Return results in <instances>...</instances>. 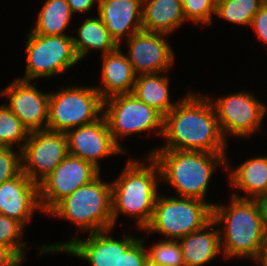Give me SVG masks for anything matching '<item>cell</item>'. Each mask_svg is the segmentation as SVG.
I'll return each mask as SVG.
<instances>
[{
  "label": "cell",
  "mask_w": 267,
  "mask_h": 266,
  "mask_svg": "<svg viewBox=\"0 0 267 266\" xmlns=\"http://www.w3.org/2000/svg\"><path fill=\"white\" fill-rule=\"evenodd\" d=\"M208 98V99H207ZM165 144L156 149L200 151L226 154L228 147L223 137L215 109L209 97L188 91L164 116Z\"/></svg>",
  "instance_id": "1"
},
{
  "label": "cell",
  "mask_w": 267,
  "mask_h": 266,
  "mask_svg": "<svg viewBox=\"0 0 267 266\" xmlns=\"http://www.w3.org/2000/svg\"><path fill=\"white\" fill-rule=\"evenodd\" d=\"M212 220L218 226L225 259L241 257L254 260L267 240L257 199L231 196V203L227 206L214 204ZM223 225L224 229L221 228Z\"/></svg>",
  "instance_id": "2"
},
{
  "label": "cell",
  "mask_w": 267,
  "mask_h": 266,
  "mask_svg": "<svg viewBox=\"0 0 267 266\" xmlns=\"http://www.w3.org/2000/svg\"><path fill=\"white\" fill-rule=\"evenodd\" d=\"M146 157V163L129 159L121 175L111 182L113 227L121 213L135 217V224L141 231L152 219L161 175L157 162L151 155Z\"/></svg>",
  "instance_id": "3"
},
{
  "label": "cell",
  "mask_w": 267,
  "mask_h": 266,
  "mask_svg": "<svg viewBox=\"0 0 267 266\" xmlns=\"http://www.w3.org/2000/svg\"><path fill=\"white\" fill-rule=\"evenodd\" d=\"M149 155L157 162L161 181L173 186L179 197L206 201L209 180L217 165L230 169L226 154L155 149Z\"/></svg>",
  "instance_id": "4"
},
{
  "label": "cell",
  "mask_w": 267,
  "mask_h": 266,
  "mask_svg": "<svg viewBox=\"0 0 267 266\" xmlns=\"http://www.w3.org/2000/svg\"><path fill=\"white\" fill-rule=\"evenodd\" d=\"M73 222L86 233L113 228L111 182H103L100 174L90 183L76 189L49 213Z\"/></svg>",
  "instance_id": "5"
},
{
  "label": "cell",
  "mask_w": 267,
  "mask_h": 266,
  "mask_svg": "<svg viewBox=\"0 0 267 266\" xmlns=\"http://www.w3.org/2000/svg\"><path fill=\"white\" fill-rule=\"evenodd\" d=\"M214 204L194 198L164 197L159 194L146 233L164 235L166 240H179L202 229L212 220Z\"/></svg>",
  "instance_id": "6"
},
{
  "label": "cell",
  "mask_w": 267,
  "mask_h": 266,
  "mask_svg": "<svg viewBox=\"0 0 267 266\" xmlns=\"http://www.w3.org/2000/svg\"><path fill=\"white\" fill-rule=\"evenodd\" d=\"M103 102L95 86H68L50 93L47 129L66 133L91 123L103 115Z\"/></svg>",
  "instance_id": "7"
},
{
  "label": "cell",
  "mask_w": 267,
  "mask_h": 266,
  "mask_svg": "<svg viewBox=\"0 0 267 266\" xmlns=\"http://www.w3.org/2000/svg\"><path fill=\"white\" fill-rule=\"evenodd\" d=\"M103 115L114 142L125 152L119 140L152 131L163 134L164 116L139 100L133 93L115 95L103 102ZM158 129V130H157Z\"/></svg>",
  "instance_id": "8"
},
{
  "label": "cell",
  "mask_w": 267,
  "mask_h": 266,
  "mask_svg": "<svg viewBox=\"0 0 267 266\" xmlns=\"http://www.w3.org/2000/svg\"><path fill=\"white\" fill-rule=\"evenodd\" d=\"M26 41V71L21 80L52 77L64 73L78 63L72 36H45L28 33ZM69 68V69H68Z\"/></svg>",
  "instance_id": "9"
},
{
  "label": "cell",
  "mask_w": 267,
  "mask_h": 266,
  "mask_svg": "<svg viewBox=\"0 0 267 266\" xmlns=\"http://www.w3.org/2000/svg\"><path fill=\"white\" fill-rule=\"evenodd\" d=\"M215 109L223 137L229 134L236 137H247L261 127L267 106L261 103L253 93L240 91L227 96L209 98Z\"/></svg>",
  "instance_id": "10"
},
{
  "label": "cell",
  "mask_w": 267,
  "mask_h": 266,
  "mask_svg": "<svg viewBox=\"0 0 267 266\" xmlns=\"http://www.w3.org/2000/svg\"><path fill=\"white\" fill-rule=\"evenodd\" d=\"M68 154L65 133L48 129L31 131L21 150L22 172L38 185Z\"/></svg>",
  "instance_id": "11"
},
{
  "label": "cell",
  "mask_w": 267,
  "mask_h": 266,
  "mask_svg": "<svg viewBox=\"0 0 267 266\" xmlns=\"http://www.w3.org/2000/svg\"><path fill=\"white\" fill-rule=\"evenodd\" d=\"M100 172L91 162L68 154L38 184L41 211L48 214L61 200L79 187L90 183Z\"/></svg>",
  "instance_id": "12"
},
{
  "label": "cell",
  "mask_w": 267,
  "mask_h": 266,
  "mask_svg": "<svg viewBox=\"0 0 267 266\" xmlns=\"http://www.w3.org/2000/svg\"><path fill=\"white\" fill-rule=\"evenodd\" d=\"M110 232L111 230H104L90 233L86 240H82L80 236L75 235L68 242L42 245L38 249V251L40 250L39 255L65 252L74 257L87 260L91 266H117L120 254H123L138 237L124 234L123 238L118 240L111 236Z\"/></svg>",
  "instance_id": "13"
},
{
  "label": "cell",
  "mask_w": 267,
  "mask_h": 266,
  "mask_svg": "<svg viewBox=\"0 0 267 266\" xmlns=\"http://www.w3.org/2000/svg\"><path fill=\"white\" fill-rule=\"evenodd\" d=\"M31 81L16 78L0 91L8 98L5 104L29 132L47 129L50 93L36 88Z\"/></svg>",
  "instance_id": "14"
},
{
  "label": "cell",
  "mask_w": 267,
  "mask_h": 266,
  "mask_svg": "<svg viewBox=\"0 0 267 266\" xmlns=\"http://www.w3.org/2000/svg\"><path fill=\"white\" fill-rule=\"evenodd\" d=\"M70 155L91 162L100 170V159L124 151L114 142L104 115L99 119L68 130Z\"/></svg>",
  "instance_id": "15"
},
{
  "label": "cell",
  "mask_w": 267,
  "mask_h": 266,
  "mask_svg": "<svg viewBox=\"0 0 267 266\" xmlns=\"http://www.w3.org/2000/svg\"><path fill=\"white\" fill-rule=\"evenodd\" d=\"M166 38V34L141 30L126 40L129 54L125 55L136 75L163 73L171 68L175 56Z\"/></svg>",
  "instance_id": "16"
},
{
  "label": "cell",
  "mask_w": 267,
  "mask_h": 266,
  "mask_svg": "<svg viewBox=\"0 0 267 266\" xmlns=\"http://www.w3.org/2000/svg\"><path fill=\"white\" fill-rule=\"evenodd\" d=\"M41 210L38 185L23 172L0 184V214L29 223L35 210Z\"/></svg>",
  "instance_id": "17"
},
{
  "label": "cell",
  "mask_w": 267,
  "mask_h": 266,
  "mask_svg": "<svg viewBox=\"0 0 267 266\" xmlns=\"http://www.w3.org/2000/svg\"><path fill=\"white\" fill-rule=\"evenodd\" d=\"M143 0H99L97 13L118 45L142 29Z\"/></svg>",
  "instance_id": "18"
},
{
  "label": "cell",
  "mask_w": 267,
  "mask_h": 266,
  "mask_svg": "<svg viewBox=\"0 0 267 266\" xmlns=\"http://www.w3.org/2000/svg\"><path fill=\"white\" fill-rule=\"evenodd\" d=\"M121 45L107 54H103L101 85L95 86L103 100L115 95L132 93L136 81L132 64L121 51Z\"/></svg>",
  "instance_id": "19"
},
{
  "label": "cell",
  "mask_w": 267,
  "mask_h": 266,
  "mask_svg": "<svg viewBox=\"0 0 267 266\" xmlns=\"http://www.w3.org/2000/svg\"><path fill=\"white\" fill-rule=\"evenodd\" d=\"M217 228L216 223L211 220L202 229L178 240L182 250L184 266L205 265L222 253L220 234Z\"/></svg>",
  "instance_id": "20"
},
{
  "label": "cell",
  "mask_w": 267,
  "mask_h": 266,
  "mask_svg": "<svg viewBox=\"0 0 267 266\" xmlns=\"http://www.w3.org/2000/svg\"><path fill=\"white\" fill-rule=\"evenodd\" d=\"M186 21L180 0H143L142 29L170 34Z\"/></svg>",
  "instance_id": "21"
},
{
  "label": "cell",
  "mask_w": 267,
  "mask_h": 266,
  "mask_svg": "<svg viewBox=\"0 0 267 266\" xmlns=\"http://www.w3.org/2000/svg\"><path fill=\"white\" fill-rule=\"evenodd\" d=\"M230 184L245 193L233 197L242 199H258L267 189V156L252 157L236 169L230 170Z\"/></svg>",
  "instance_id": "22"
},
{
  "label": "cell",
  "mask_w": 267,
  "mask_h": 266,
  "mask_svg": "<svg viewBox=\"0 0 267 266\" xmlns=\"http://www.w3.org/2000/svg\"><path fill=\"white\" fill-rule=\"evenodd\" d=\"M76 33L77 37L72 36V40L79 60L85 58L93 49L102 51L101 55H103L119 47L99 16L88 17Z\"/></svg>",
  "instance_id": "23"
},
{
  "label": "cell",
  "mask_w": 267,
  "mask_h": 266,
  "mask_svg": "<svg viewBox=\"0 0 267 266\" xmlns=\"http://www.w3.org/2000/svg\"><path fill=\"white\" fill-rule=\"evenodd\" d=\"M166 74H141L136 76L132 93L148 106L165 116L176 104L171 102L169 78Z\"/></svg>",
  "instance_id": "24"
},
{
  "label": "cell",
  "mask_w": 267,
  "mask_h": 266,
  "mask_svg": "<svg viewBox=\"0 0 267 266\" xmlns=\"http://www.w3.org/2000/svg\"><path fill=\"white\" fill-rule=\"evenodd\" d=\"M72 11L66 0H47L39 11L34 26L30 29L33 33L45 36L66 35Z\"/></svg>",
  "instance_id": "25"
},
{
  "label": "cell",
  "mask_w": 267,
  "mask_h": 266,
  "mask_svg": "<svg viewBox=\"0 0 267 266\" xmlns=\"http://www.w3.org/2000/svg\"><path fill=\"white\" fill-rule=\"evenodd\" d=\"M266 0H227L215 8V16L229 23L251 26L253 16Z\"/></svg>",
  "instance_id": "26"
},
{
  "label": "cell",
  "mask_w": 267,
  "mask_h": 266,
  "mask_svg": "<svg viewBox=\"0 0 267 266\" xmlns=\"http://www.w3.org/2000/svg\"><path fill=\"white\" fill-rule=\"evenodd\" d=\"M29 131L5 105L0 106V147H24ZM21 147V148H20Z\"/></svg>",
  "instance_id": "27"
},
{
  "label": "cell",
  "mask_w": 267,
  "mask_h": 266,
  "mask_svg": "<svg viewBox=\"0 0 267 266\" xmlns=\"http://www.w3.org/2000/svg\"><path fill=\"white\" fill-rule=\"evenodd\" d=\"M148 262L157 266H184L182 250L177 240L161 239L147 249Z\"/></svg>",
  "instance_id": "28"
},
{
  "label": "cell",
  "mask_w": 267,
  "mask_h": 266,
  "mask_svg": "<svg viewBox=\"0 0 267 266\" xmlns=\"http://www.w3.org/2000/svg\"><path fill=\"white\" fill-rule=\"evenodd\" d=\"M24 227L18 220L0 214V246L11 248L23 261L28 250L22 240Z\"/></svg>",
  "instance_id": "29"
},
{
  "label": "cell",
  "mask_w": 267,
  "mask_h": 266,
  "mask_svg": "<svg viewBox=\"0 0 267 266\" xmlns=\"http://www.w3.org/2000/svg\"><path fill=\"white\" fill-rule=\"evenodd\" d=\"M182 9L186 21L190 20L197 24H211L212 14H215L211 0H183Z\"/></svg>",
  "instance_id": "30"
},
{
  "label": "cell",
  "mask_w": 267,
  "mask_h": 266,
  "mask_svg": "<svg viewBox=\"0 0 267 266\" xmlns=\"http://www.w3.org/2000/svg\"><path fill=\"white\" fill-rule=\"evenodd\" d=\"M0 147V184L13 179L22 172L21 150Z\"/></svg>",
  "instance_id": "31"
},
{
  "label": "cell",
  "mask_w": 267,
  "mask_h": 266,
  "mask_svg": "<svg viewBox=\"0 0 267 266\" xmlns=\"http://www.w3.org/2000/svg\"><path fill=\"white\" fill-rule=\"evenodd\" d=\"M145 248L144 239L137 238L123 254H120L117 266H146L148 255Z\"/></svg>",
  "instance_id": "32"
},
{
  "label": "cell",
  "mask_w": 267,
  "mask_h": 266,
  "mask_svg": "<svg viewBox=\"0 0 267 266\" xmlns=\"http://www.w3.org/2000/svg\"><path fill=\"white\" fill-rule=\"evenodd\" d=\"M250 27L255 30L259 40H261L267 45V2L266 1L253 16V20H252Z\"/></svg>",
  "instance_id": "33"
},
{
  "label": "cell",
  "mask_w": 267,
  "mask_h": 266,
  "mask_svg": "<svg viewBox=\"0 0 267 266\" xmlns=\"http://www.w3.org/2000/svg\"><path fill=\"white\" fill-rule=\"evenodd\" d=\"M23 260L9 247L0 246V266H22Z\"/></svg>",
  "instance_id": "34"
},
{
  "label": "cell",
  "mask_w": 267,
  "mask_h": 266,
  "mask_svg": "<svg viewBox=\"0 0 267 266\" xmlns=\"http://www.w3.org/2000/svg\"><path fill=\"white\" fill-rule=\"evenodd\" d=\"M72 13H87L94 7L95 3L98 4L99 0H66Z\"/></svg>",
  "instance_id": "35"
},
{
  "label": "cell",
  "mask_w": 267,
  "mask_h": 266,
  "mask_svg": "<svg viewBox=\"0 0 267 266\" xmlns=\"http://www.w3.org/2000/svg\"><path fill=\"white\" fill-rule=\"evenodd\" d=\"M262 213L263 227L267 235V199H257Z\"/></svg>",
  "instance_id": "36"
},
{
  "label": "cell",
  "mask_w": 267,
  "mask_h": 266,
  "mask_svg": "<svg viewBox=\"0 0 267 266\" xmlns=\"http://www.w3.org/2000/svg\"><path fill=\"white\" fill-rule=\"evenodd\" d=\"M253 262H256V263L259 262L260 265L267 266V240H266L263 248L259 252V254L253 260Z\"/></svg>",
  "instance_id": "37"
},
{
  "label": "cell",
  "mask_w": 267,
  "mask_h": 266,
  "mask_svg": "<svg viewBox=\"0 0 267 266\" xmlns=\"http://www.w3.org/2000/svg\"><path fill=\"white\" fill-rule=\"evenodd\" d=\"M227 0H211L212 4L214 5V7L216 8L217 6H219L220 4L224 3Z\"/></svg>",
  "instance_id": "38"
},
{
  "label": "cell",
  "mask_w": 267,
  "mask_h": 266,
  "mask_svg": "<svg viewBox=\"0 0 267 266\" xmlns=\"http://www.w3.org/2000/svg\"><path fill=\"white\" fill-rule=\"evenodd\" d=\"M258 199H267V189L264 192V194L260 198H258Z\"/></svg>",
  "instance_id": "39"
},
{
  "label": "cell",
  "mask_w": 267,
  "mask_h": 266,
  "mask_svg": "<svg viewBox=\"0 0 267 266\" xmlns=\"http://www.w3.org/2000/svg\"><path fill=\"white\" fill-rule=\"evenodd\" d=\"M146 266H157V265H154V264H151L150 262H147Z\"/></svg>",
  "instance_id": "40"
}]
</instances>
